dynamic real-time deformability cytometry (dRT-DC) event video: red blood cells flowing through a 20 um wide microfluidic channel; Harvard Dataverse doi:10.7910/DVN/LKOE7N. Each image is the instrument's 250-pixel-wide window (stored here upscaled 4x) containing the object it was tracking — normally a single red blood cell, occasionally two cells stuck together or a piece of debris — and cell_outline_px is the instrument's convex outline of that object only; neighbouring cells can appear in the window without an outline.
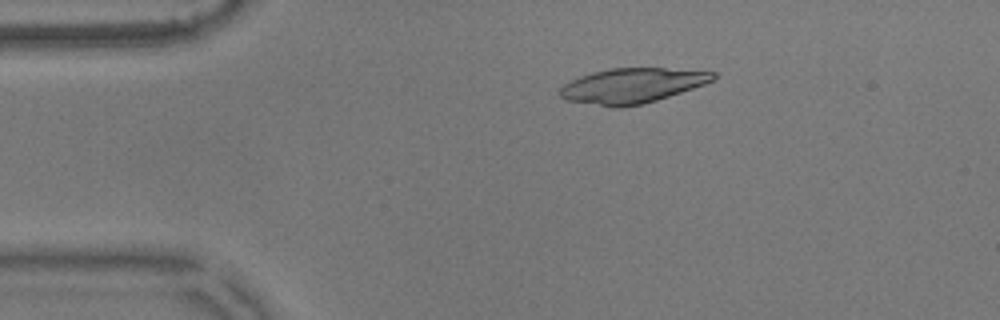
{"species": "common noctule bat (a hibernating species)", "species_latin": "Nyctalus noctula", "temperature_condition": "warm", "stored_images_in_passage": 16, "camera_frame_rate_fps": 3000, "um_per_image_px": 0.085, "animal": {"sex": "male", "body_mass_g": 17.9}, "frame": {"image": 1, "passage_image": 10, "time_ms": 3.0, "image_size_px": [1000, 320], "cell_outline_px": [[716, 76], [712, 80], [704, 84], [644, 104], [620, 108], [612, 108], [564, 100], [560, 96], [560, 88], [564, 84], [580, 76], [592, 72], [608, 68], [664, 68], [716, 72]], "centroid_in_image_um": [53.67, 7.29], "position_along_channel_um": 31.3, "area_um2": 31.21}}